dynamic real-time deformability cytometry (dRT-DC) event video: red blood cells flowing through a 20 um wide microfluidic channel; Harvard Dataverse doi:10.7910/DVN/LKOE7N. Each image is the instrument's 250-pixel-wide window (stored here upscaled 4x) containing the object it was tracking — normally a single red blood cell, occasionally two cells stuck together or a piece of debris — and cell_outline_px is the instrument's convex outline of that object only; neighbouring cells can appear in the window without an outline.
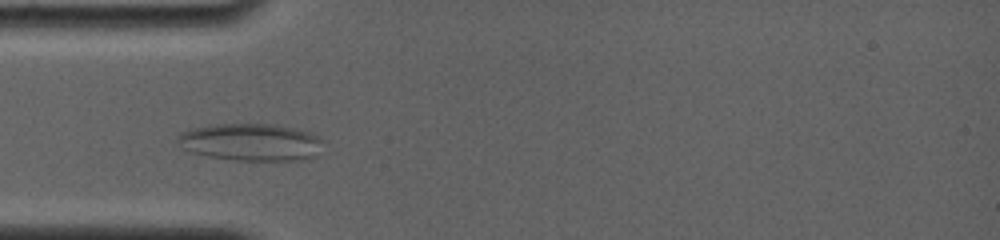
{"species": "common noctule bat (a hibernating species)", "species_latin": "Nyctalus noctula", "temperature_condition": "room temperature", "stored_images_in_passage": 37, "camera_frame_rate_fps": 4000, "um_per_image_px": 0.085, "animal": {"sex": "female", "body_mass_g": 19.0, "forearm_length_mm": 56.7}, "frame": {"image": 1, "passage_image": 9, "time_ms": 3.25, "image_size_px": [1000, 240], "cell_outline_px": [[320, 140], [316, 156], [300, 160], [236, 160], [208, 156], [188, 152], [176, 140], [176, 136], [180, 132], [192, 128], [216, 124], [272, 124], [312, 132]], "centroid_in_image_um": [21.25, 12.08], "position_along_channel_um": 63.8, "area_um2": 31.39}}
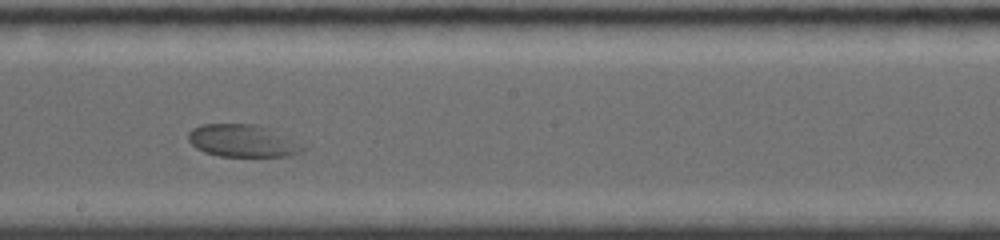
{"frame": {"image": 2, "passage_image": 23, "time_ms": 7.75, "image_size_px": [1000, 240], "cell_outline_px": [[312, 144], [300, 152], [288, 156], [220, 156], [204, 152], [196, 148], [188, 140], [188, 132], [192, 128], [200, 124], [252, 124]], "centroid_in_image_um": [20.69, 11.97], "position_along_channel_um": 227.5, "area_um2": 21.91}}
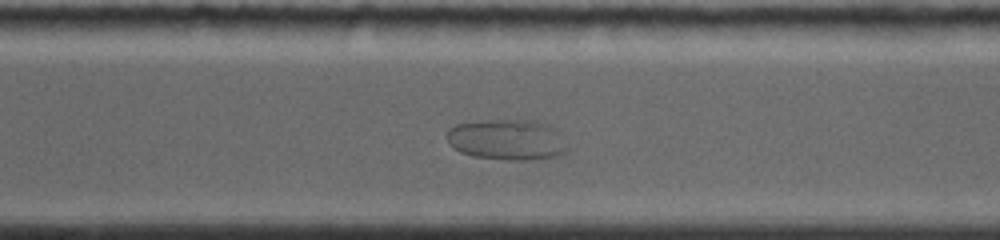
{"frame": {"image": 3, "passage_image": 29, "time_ms": 10.5, "image_size_px": [1000, 240], "cell_outline_px": [[568, 148], [560, 156], [528, 160], [508, 160], [472, 156], [460, 152], [452, 148], [448, 144], [448, 128], [456, 124], [496, 120], [532, 120], [544, 124], [552, 128]], "centroid_in_image_um": [43.04, 11.9], "position_along_channel_um": 327.6, "area_um2": 28.21}}